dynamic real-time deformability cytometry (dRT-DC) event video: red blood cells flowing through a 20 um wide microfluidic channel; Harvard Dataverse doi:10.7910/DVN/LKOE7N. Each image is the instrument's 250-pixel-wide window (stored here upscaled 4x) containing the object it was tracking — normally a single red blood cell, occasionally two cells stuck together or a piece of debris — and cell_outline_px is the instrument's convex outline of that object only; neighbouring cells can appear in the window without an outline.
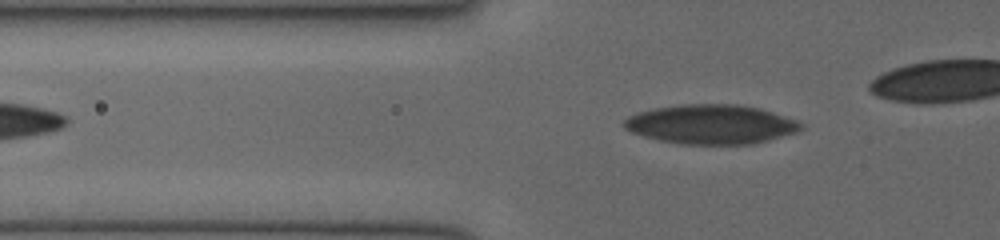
{"species": "human", "species_latin": "Homo sapiens", "temperature_condition": "cold", "stored_images_in_passage": 34, "camera_frame_rate_fps": 3000, "um_per_image_px": 0.085, "donor": {"sex": "female"}, "frame": {"image": 1, "passage_image": 8, "time_ms": 2.333, "image_size_px": [1000, 240], "cell_outline_px": [[804, 128], [796, 132], [768, 140], [752, 144], [680, 144], [660, 140], [644, 136], [632, 132], [624, 128], [624, 120], [628, 116], [640, 112], [656, 108], [680, 104], [736, 104], [760, 108], [796, 120], [804, 124]], "centroid_in_image_um": [60.46, 10.56], "position_along_channel_um": 65.3, "area_um2": 40.4}}
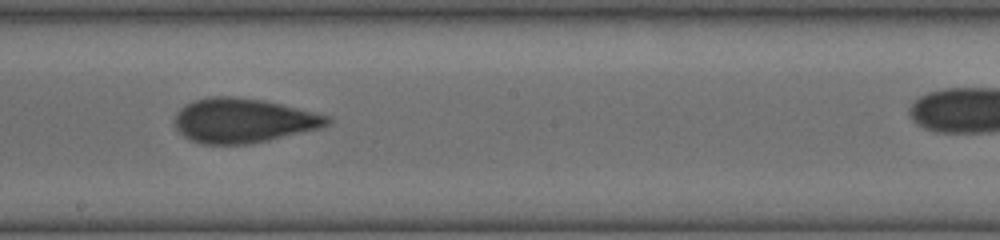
{"frame": {"image": 2, "passage_image": 20, "time_ms": 6.333, "image_size_px": [1000, 240], "cell_outline_px": [[332, 120], [324, 128], [268, 140], [248, 144], [204, 144], [192, 140], [184, 136], [176, 128], [172, 120], [176, 112], [180, 108], [192, 100], [208, 96], [232, 96], [264, 100], [328, 116]], "centroid_in_image_um": [20.64, 10.24], "position_along_channel_um": 227.6, "area_um2": 39.65}}
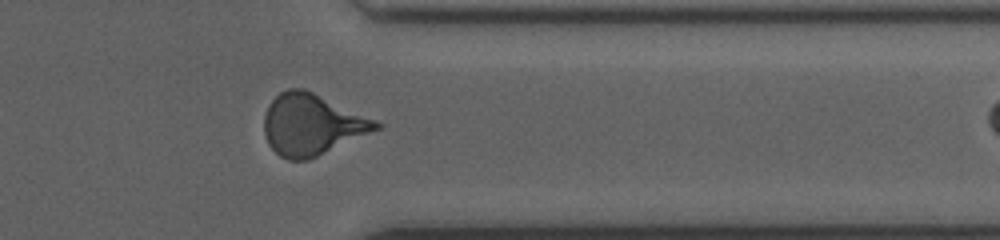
{"frame": {"image": 3, "passage_image": 31, "time_ms": 10.0, "image_size_px": [1000, 240], "cell_outline_px": [[384, 124], [380, 128], [308, 160], [288, 160], [280, 156], [268, 144], [264, 132], [264, 116], [268, 104], [280, 92], [288, 88], [304, 88], [376, 120]], "centroid_in_image_um": [26.48, 10.58], "position_along_channel_um": 384.9, "area_um2": 39.59}}